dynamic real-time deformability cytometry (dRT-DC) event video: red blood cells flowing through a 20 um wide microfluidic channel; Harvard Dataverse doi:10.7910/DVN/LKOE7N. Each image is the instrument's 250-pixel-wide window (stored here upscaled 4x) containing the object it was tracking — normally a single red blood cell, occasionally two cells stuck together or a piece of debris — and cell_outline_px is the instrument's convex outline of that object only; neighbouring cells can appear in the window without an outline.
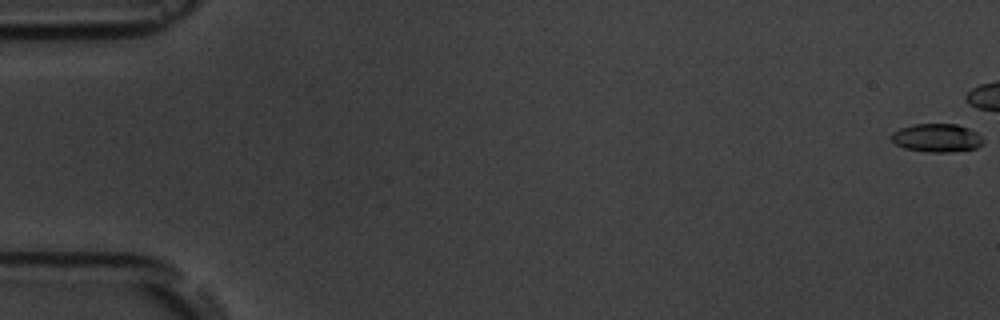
{"species": "common noctule bat (a hibernating species)", "species_latin": "Nyctalus noctula", "temperature_condition": "room temperature", "stored_images_in_passage": 4, "camera_frame_rate_fps": 3000, "um_per_image_px": 0.085, "animal": {"sex": "male", "body_mass_g": 19.5, "forearm_length_mm": 54.6}, "frame": {"image": 1, "passage_image": 1, "time_ms": 0.0, "image_size_px": [1000, 320], "cell_outline_px": [[984, 144], [976, 148], [948, 152], [928, 152], [904, 148], [896, 144], [892, 140], [892, 132], [900, 128], [912, 124], [956, 124], [968, 128], [976, 132], [984, 140]], "centroid_in_image_um": [79.64, 11.72], "position_along_channel_um": 5.4, "area_um2": 15.14}}